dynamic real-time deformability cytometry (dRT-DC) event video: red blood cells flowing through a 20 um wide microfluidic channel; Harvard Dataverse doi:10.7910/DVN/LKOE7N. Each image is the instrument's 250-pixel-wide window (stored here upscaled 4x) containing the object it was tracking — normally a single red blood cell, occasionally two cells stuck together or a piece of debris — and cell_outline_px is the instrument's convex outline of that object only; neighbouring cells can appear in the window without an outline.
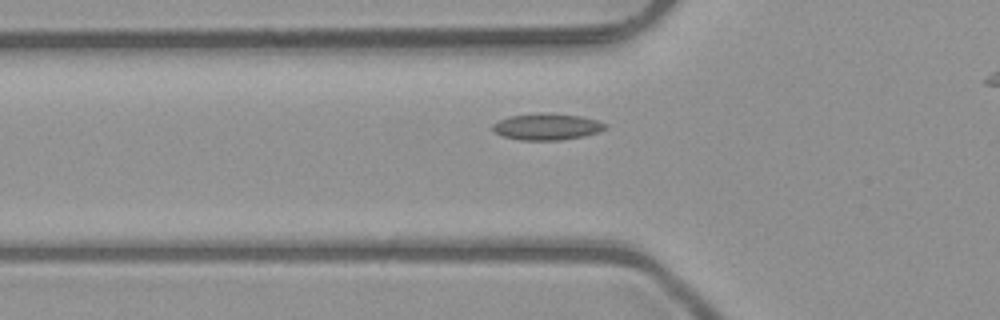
{"species": "common noctule bat (a hibernating species)", "species_latin": "Nyctalus noctula", "temperature_condition": "room temperature", "stored_images_in_passage": 40, "camera_frame_rate_fps": 3000, "um_per_image_px": 0.085, "animal": {"sex": "male", "body_mass_g": 23.1, "forearm_length_mm": 52.7}, "frame": {"image": 1, "passage_image": 13, "time_ms": 4.0, "image_size_px": [1000, 320], "cell_outline_px": [[608, 124], [604, 128], [596, 132], [584, 136], [560, 140], [520, 140], [504, 136], [496, 132], [492, 128], [492, 124], [508, 116], [536, 112], [548, 112], [580, 116], [596, 120]], "centroid_in_image_um": [46.46, 10.75], "position_along_channel_um": 79.3, "area_um2": 17.4}}
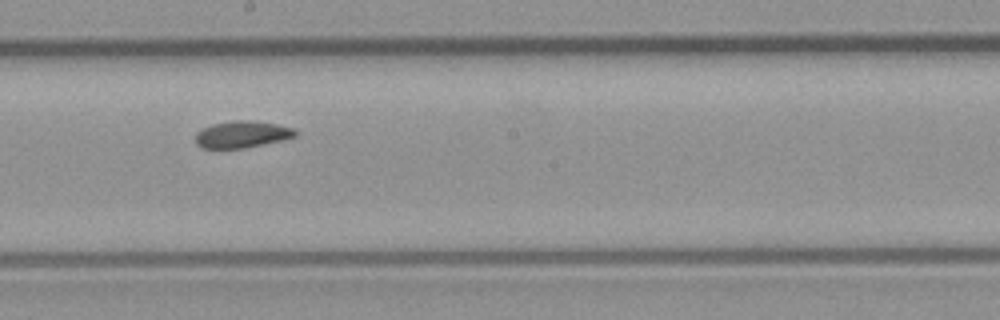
{"frame": {"image": 2, "passage_image": 24, "time_ms": 7.667, "image_size_px": [1000, 320], "cell_outline_px": [[296, 136], [280, 140], [244, 148], [200, 148], [196, 144], [196, 132], [212, 124], [236, 120], [248, 120], [276, 124], [292, 128], [296, 132]], "centroid_in_image_um": [20.52, 11.42], "position_along_channel_um": 227.7, "area_um2": 15.32}}
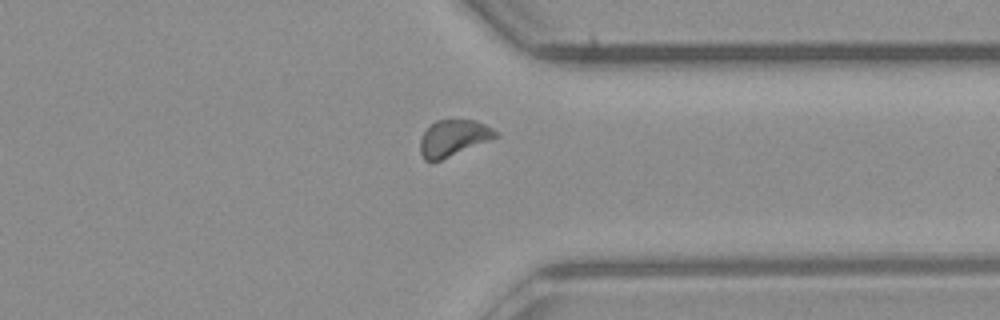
{"frame": {"image": 3, "passage_image": 35, "time_ms": 11.333, "image_size_px": [1000, 320], "cell_outline_px": [[496, 136], [488, 140], [440, 160], [424, 160], [420, 152], [420, 140], [424, 132], [436, 120], [472, 120], [484, 124], [492, 128], [496, 132]], "centroid_in_image_um": [38.49, 11.72], "position_along_channel_um": 372.9, "area_um2": 15.32}}